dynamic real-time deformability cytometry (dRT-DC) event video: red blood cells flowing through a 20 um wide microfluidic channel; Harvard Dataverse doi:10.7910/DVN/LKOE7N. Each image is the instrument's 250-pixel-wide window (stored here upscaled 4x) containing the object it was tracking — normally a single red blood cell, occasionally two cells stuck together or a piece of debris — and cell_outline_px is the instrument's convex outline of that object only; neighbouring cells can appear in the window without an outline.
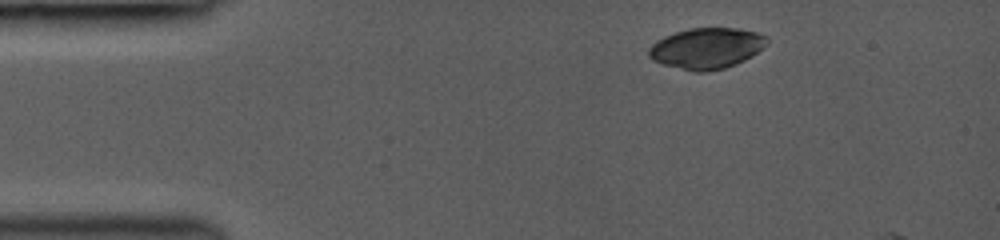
{"species": "common noctule bat (a hibernating species)", "species_latin": "Nyctalus noctula", "temperature_condition": "room temperature", "stored_images_in_passage": 5, "camera_frame_rate_fps": 3000, "um_per_image_px": 0.085, "animal": {"sex": "female", "body_mass_g": 19.0, "forearm_length_mm": 53.3}, "frame": {"image": 1, "passage_image": 1, "time_ms": 0.0, "image_size_px": [1000, 240], "cell_outline_px": [[768, 44], [752, 56], [736, 64], [724, 68], [708, 72], [696, 72], [664, 64], [652, 60], [648, 56], [648, 48], [656, 40], [664, 36], [688, 28], [740, 28], [756, 32], [764, 36], [768, 40]], "centroid_in_image_um": [60.06, 4.1], "position_along_channel_um": 24.9, "area_um2": 28.21}}